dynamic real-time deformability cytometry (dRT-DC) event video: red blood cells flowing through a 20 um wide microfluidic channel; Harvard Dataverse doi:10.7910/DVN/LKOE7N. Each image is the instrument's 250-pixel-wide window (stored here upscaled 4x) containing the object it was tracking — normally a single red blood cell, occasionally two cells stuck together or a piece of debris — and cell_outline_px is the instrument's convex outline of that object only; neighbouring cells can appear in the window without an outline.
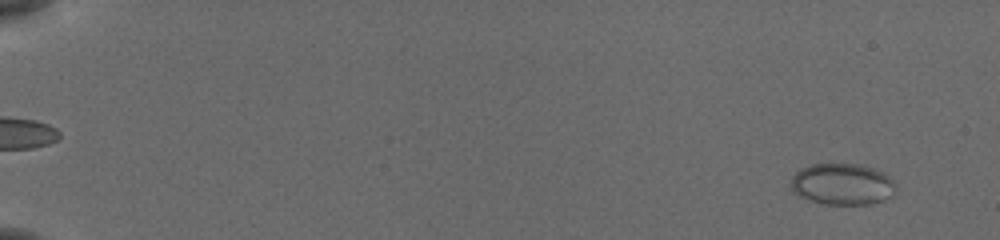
{"species": "common noctule bat (a hibernating species)", "species_latin": "Nyctalus noctula", "temperature_condition": "cold", "stored_images_in_passage": 56, "camera_frame_rate_fps": 3000, "um_per_image_px": 0.085, "animal": {"sex": "female", "body_mass_g": 19.5, "forearm_length_mm": 54.1}, "frame": {"image": 1, "passage_image": 4, "time_ms": 1.0, "image_size_px": [1000, 240], "cell_outline_px": [[896, 188], [892, 196], [884, 200], [868, 204], [824, 204], [800, 196], [792, 192], [792, 176], [800, 168], [812, 164], [860, 164], [884, 172], [892, 180]], "centroid_in_image_um": [71.6, 15.65], "position_along_channel_um": 13.4, "area_um2": 25.26}}
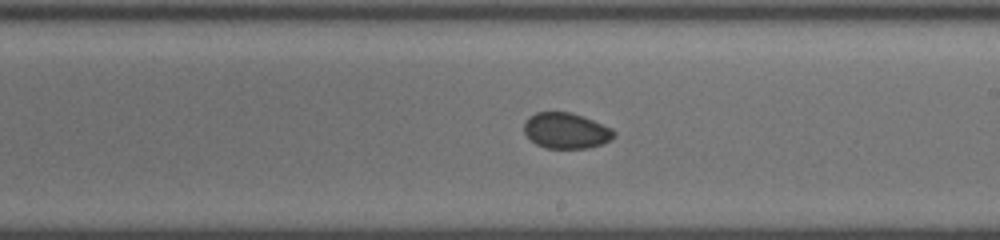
{"frame": {"image": 2, "passage_image": 35, "time_ms": 11.333, "image_size_px": [1000, 240], "cell_outline_px": [[616, 136], [612, 140], [604, 144], [588, 148], [544, 148], [536, 144], [524, 132], [524, 124], [528, 116], [536, 112], [568, 112], [592, 120], [612, 128], [616, 132]], "centroid_in_image_um": [48.14, 11.12], "position_along_channel_um": 240.9, "area_um2": 18.79}}
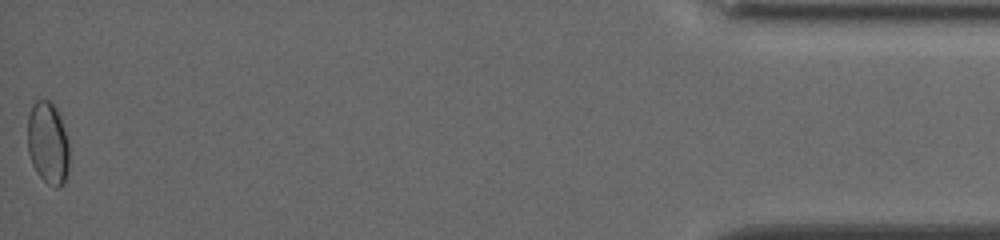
{"frame": {"image": 3, "passage_image": 56, "time_ms": 18.333, "image_size_px": [1000, 240], "cell_outline_px": [[68, 172], [64, 180], [56, 188], [48, 184], [36, 172], [32, 164], [28, 152], [28, 116], [32, 104], [36, 100], [48, 100], [56, 108], [60, 116], [64, 128], [68, 144]], "centroid_in_image_um": [4.05, 12.15], "position_along_channel_um": 431.1, "area_um2": 19.83}, "authors_computed_cell_mechanics": {"area_um2": 19.2474, "velocity_mm_per_s": 3.8463, "shape_relaxation_time_tau1_ms": null, "shape_relaxation_time_tau2_ms": 3.4195, "deformation_change_tau1": null, "deformation_change_tau2": 0.0413}}